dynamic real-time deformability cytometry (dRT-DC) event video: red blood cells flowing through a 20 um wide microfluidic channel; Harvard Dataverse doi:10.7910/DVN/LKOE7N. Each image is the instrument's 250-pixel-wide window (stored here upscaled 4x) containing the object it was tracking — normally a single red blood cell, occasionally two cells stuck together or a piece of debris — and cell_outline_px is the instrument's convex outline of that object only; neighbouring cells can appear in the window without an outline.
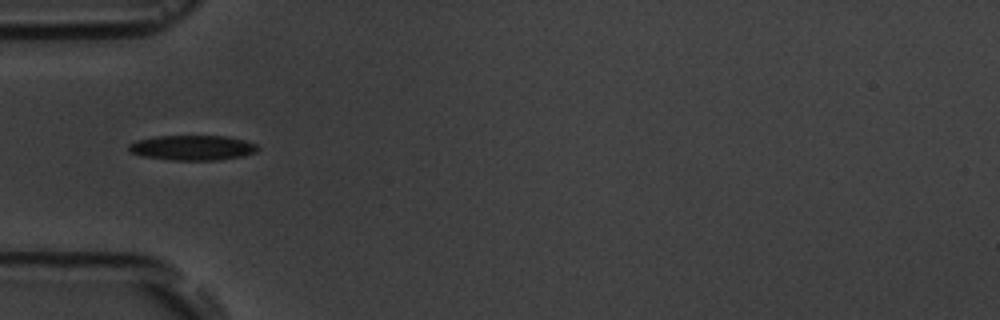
{"species": "common noctule bat (a hibernating species)", "species_latin": "Nyctalus noctula", "temperature_condition": "room temperature", "stored_images_in_passage": 15, "camera_frame_rate_fps": 3000, "um_per_image_px": 0.085, "animal": {"sex": "male", "body_mass_g": 19.5, "forearm_length_mm": 54.6}, "frame": {"image": 1, "passage_image": 5, "time_ms": 4.667, "image_size_px": [1000, 320], "cell_outline_px": [[260, 148], [256, 152], [244, 156], [220, 160], [172, 160], [140, 156], [128, 152], [128, 144], [136, 140], [156, 136], [228, 136], [244, 140], [256, 144]], "centroid_in_image_um": [16.34, 12.56], "position_along_channel_um": 68.7, "area_um2": 19.07}}
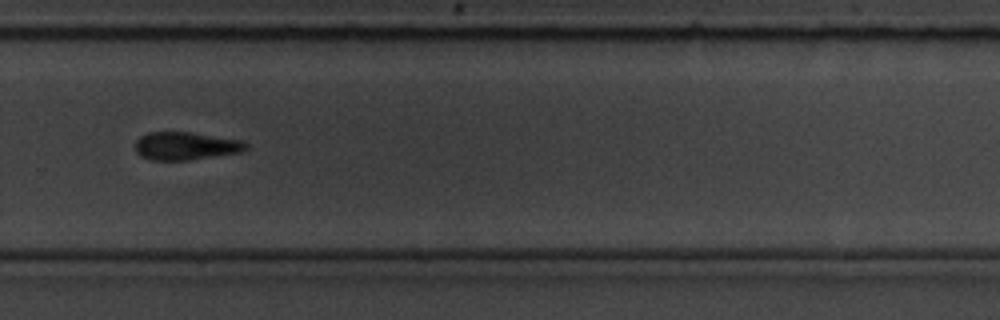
{"frame": {"image": 2, "passage_image": 11, "time_ms": 11.333, "image_size_px": [1000, 320], "cell_outline_px": [[248, 148], [244, 152], [192, 160], [152, 160], [140, 156], [136, 152], [136, 140], [140, 136], [148, 132], [188, 132], [244, 140], [248, 144]], "centroid_in_image_um": [15.84, 12.41], "position_along_channel_um": 314.0, "area_um2": 18.32}}
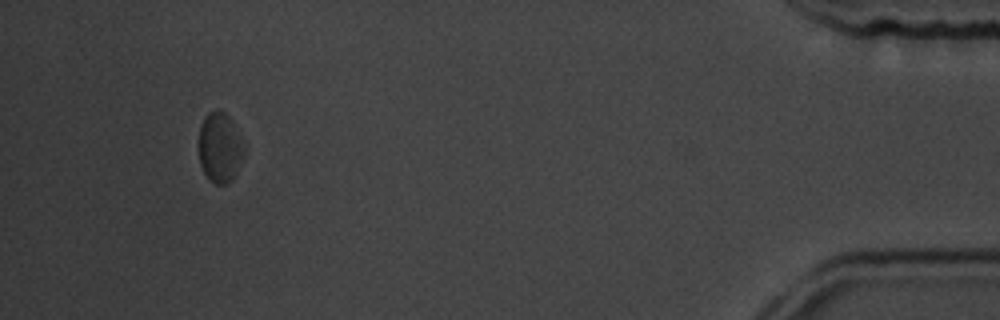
{"frame": {"image": 3, "passage_image": 15, "time_ms": 16.0, "image_size_px": [1000, 320], "cell_outline_px": [[244, 152], [236, 172], [232, 180], [228, 184], [216, 184], [208, 180], [200, 164], [200, 124], [204, 116], [208, 112], [216, 108], [224, 112], [228, 116], [244, 144]], "centroid_in_image_um": [18.67, 12.54], "position_along_channel_um": 416.5, "area_um2": 18.32}, "authors_computed_cell_mechanics": {"area_um2": 18.7272, "velocity_mm_per_s": 3.6897, "shape_relaxation_time_tau1_ms": null, "shape_relaxation_time_tau2_ms": 10.9768, "deformation_change_tau1": null, "deformation_change_tau2": 0.1958}}